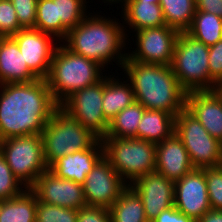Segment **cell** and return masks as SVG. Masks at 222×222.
<instances>
[{"mask_svg": "<svg viewBox=\"0 0 222 222\" xmlns=\"http://www.w3.org/2000/svg\"><path fill=\"white\" fill-rule=\"evenodd\" d=\"M105 71L94 60L71 52L59 42L46 81L54 100L60 106L73 93L101 81L108 74Z\"/></svg>", "mask_w": 222, "mask_h": 222, "instance_id": "obj_4", "label": "cell"}, {"mask_svg": "<svg viewBox=\"0 0 222 222\" xmlns=\"http://www.w3.org/2000/svg\"><path fill=\"white\" fill-rule=\"evenodd\" d=\"M25 190L26 187L14 176L0 152V199L7 200L15 198Z\"/></svg>", "mask_w": 222, "mask_h": 222, "instance_id": "obj_32", "label": "cell"}, {"mask_svg": "<svg viewBox=\"0 0 222 222\" xmlns=\"http://www.w3.org/2000/svg\"><path fill=\"white\" fill-rule=\"evenodd\" d=\"M35 29L53 35L60 42L66 37L69 29L61 20H57L56 3L53 0H38Z\"/></svg>", "mask_w": 222, "mask_h": 222, "instance_id": "obj_29", "label": "cell"}, {"mask_svg": "<svg viewBox=\"0 0 222 222\" xmlns=\"http://www.w3.org/2000/svg\"><path fill=\"white\" fill-rule=\"evenodd\" d=\"M178 34L177 30L167 25L138 30L130 34L136 47L133 50L130 46L132 51L128 48L127 59L138 63L171 65Z\"/></svg>", "mask_w": 222, "mask_h": 222, "instance_id": "obj_10", "label": "cell"}, {"mask_svg": "<svg viewBox=\"0 0 222 222\" xmlns=\"http://www.w3.org/2000/svg\"><path fill=\"white\" fill-rule=\"evenodd\" d=\"M88 206L110 208L129 186L103 156L82 184Z\"/></svg>", "mask_w": 222, "mask_h": 222, "instance_id": "obj_12", "label": "cell"}, {"mask_svg": "<svg viewBox=\"0 0 222 222\" xmlns=\"http://www.w3.org/2000/svg\"><path fill=\"white\" fill-rule=\"evenodd\" d=\"M208 63L209 47L186 32H180L171 67L187 92L219 89L220 85L210 76Z\"/></svg>", "mask_w": 222, "mask_h": 222, "instance_id": "obj_5", "label": "cell"}, {"mask_svg": "<svg viewBox=\"0 0 222 222\" xmlns=\"http://www.w3.org/2000/svg\"><path fill=\"white\" fill-rule=\"evenodd\" d=\"M41 137L48 167L67 154L91 148L99 140L60 106L45 125Z\"/></svg>", "mask_w": 222, "mask_h": 222, "instance_id": "obj_6", "label": "cell"}, {"mask_svg": "<svg viewBox=\"0 0 222 222\" xmlns=\"http://www.w3.org/2000/svg\"><path fill=\"white\" fill-rule=\"evenodd\" d=\"M152 222H197L195 219L181 213L173 205L163 210Z\"/></svg>", "mask_w": 222, "mask_h": 222, "instance_id": "obj_38", "label": "cell"}, {"mask_svg": "<svg viewBox=\"0 0 222 222\" xmlns=\"http://www.w3.org/2000/svg\"><path fill=\"white\" fill-rule=\"evenodd\" d=\"M197 222H222V210H209Z\"/></svg>", "mask_w": 222, "mask_h": 222, "instance_id": "obj_40", "label": "cell"}, {"mask_svg": "<svg viewBox=\"0 0 222 222\" xmlns=\"http://www.w3.org/2000/svg\"><path fill=\"white\" fill-rule=\"evenodd\" d=\"M2 203H3V200L0 199V209H1Z\"/></svg>", "mask_w": 222, "mask_h": 222, "instance_id": "obj_43", "label": "cell"}, {"mask_svg": "<svg viewBox=\"0 0 222 222\" xmlns=\"http://www.w3.org/2000/svg\"><path fill=\"white\" fill-rule=\"evenodd\" d=\"M37 200L30 189L15 198L3 200L0 222H36Z\"/></svg>", "mask_w": 222, "mask_h": 222, "instance_id": "obj_24", "label": "cell"}, {"mask_svg": "<svg viewBox=\"0 0 222 222\" xmlns=\"http://www.w3.org/2000/svg\"><path fill=\"white\" fill-rule=\"evenodd\" d=\"M160 6L168 27L180 32H186L196 12L195 0H161Z\"/></svg>", "mask_w": 222, "mask_h": 222, "instance_id": "obj_27", "label": "cell"}, {"mask_svg": "<svg viewBox=\"0 0 222 222\" xmlns=\"http://www.w3.org/2000/svg\"><path fill=\"white\" fill-rule=\"evenodd\" d=\"M30 190L42 203L78 210L87 206L82 184L59 178L49 169L38 176Z\"/></svg>", "mask_w": 222, "mask_h": 222, "instance_id": "obj_14", "label": "cell"}, {"mask_svg": "<svg viewBox=\"0 0 222 222\" xmlns=\"http://www.w3.org/2000/svg\"><path fill=\"white\" fill-rule=\"evenodd\" d=\"M124 77L133 88L135 101L145 109L161 110L176 115L186 108L187 91L179 84L171 65L138 63L126 59Z\"/></svg>", "mask_w": 222, "mask_h": 222, "instance_id": "obj_3", "label": "cell"}, {"mask_svg": "<svg viewBox=\"0 0 222 222\" xmlns=\"http://www.w3.org/2000/svg\"><path fill=\"white\" fill-rule=\"evenodd\" d=\"M77 222H111L109 208L84 206L78 210Z\"/></svg>", "mask_w": 222, "mask_h": 222, "instance_id": "obj_36", "label": "cell"}, {"mask_svg": "<svg viewBox=\"0 0 222 222\" xmlns=\"http://www.w3.org/2000/svg\"><path fill=\"white\" fill-rule=\"evenodd\" d=\"M148 1H153V4H159L161 0H148Z\"/></svg>", "mask_w": 222, "mask_h": 222, "instance_id": "obj_42", "label": "cell"}, {"mask_svg": "<svg viewBox=\"0 0 222 222\" xmlns=\"http://www.w3.org/2000/svg\"><path fill=\"white\" fill-rule=\"evenodd\" d=\"M102 14L89 13L80 24L68 30L61 43L71 52L107 66L106 70L111 69L110 64L114 67L113 62L120 70L127 59L128 48L123 23L113 15L107 18Z\"/></svg>", "mask_w": 222, "mask_h": 222, "instance_id": "obj_2", "label": "cell"}, {"mask_svg": "<svg viewBox=\"0 0 222 222\" xmlns=\"http://www.w3.org/2000/svg\"><path fill=\"white\" fill-rule=\"evenodd\" d=\"M12 38L16 41L28 68L39 79H46L53 54L60 41L53 35L35 28L21 29Z\"/></svg>", "mask_w": 222, "mask_h": 222, "instance_id": "obj_13", "label": "cell"}, {"mask_svg": "<svg viewBox=\"0 0 222 222\" xmlns=\"http://www.w3.org/2000/svg\"><path fill=\"white\" fill-rule=\"evenodd\" d=\"M145 110L137 101L127 106L109 122L104 138H137V127Z\"/></svg>", "mask_w": 222, "mask_h": 222, "instance_id": "obj_26", "label": "cell"}, {"mask_svg": "<svg viewBox=\"0 0 222 222\" xmlns=\"http://www.w3.org/2000/svg\"><path fill=\"white\" fill-rule=\"evenodd\" d=\"M187 34L204 43L213 46L222 39V18L205 11H196Z\"/></svg>", "mask_w": 222, "mask_h": 222, "instance_id": "obj_28", "label": "cell"}, {"mask_svg": "<svg viewBox=\"0 0 222 222\" xmlns=\"http://www.w3.org/2000/svg\"><path fill=\"white\" fill-rule=\"evenodd\" d=\"M194 169L185 146L175 133L156 144L155 171L168 180L175 183Z\"/></svg>", "mask_w": 222, "mask_h": 222, "instance_id": "obj_18", "label": "cell"}, {"mask_svg": "<svg viewBox=\"0 0 222 222\" xmlns=\"http://www.w3.org/2000/svg\"><path fill=\"white\" fill-rule=\"evenodd\" d=\"M58 107L46 79L0 84V141L41 135Z\"/></svg>", "mask_w": 222, "mask_h": 222, "instance_id": "obj_1", "label": "cell"}, {"mask_svg": "<svg viewBox=\"0 0 222 222\" xmlns=\"http://www.w3.org/2000/svg\"><path fill=\"white\" fill-rule=\"evenodd\" d=\"M107 71L108 76L105 75L103 78L102 109L105 119L110 122L118 113L135 102V97L131 84L124 76L119 79L118 76L109 74L114 72Z\"/></svg>", "mask_w": 222, "mask_h": 222, "instance_id": "obj_22", "label": "cell"}, {"mask_svg": "<svg viewBox=\"0 0 222 222\" xmlns=\"http://www.w3.org/2000/svg\"><path fill=\"white\" fill-rule=\"evenodd\" d=\"M121 7V22H123L124 31L128 39V45L131 41L130 33L147 28H154L166 25L163 11L160 4H153L148 0H127ZM126 24V26H125ZM129 27V31H128ZM127 28V29H126ZM128 31V33H127Z\"/></svg>", "mask_w": 222, "mask_h": 222, "instance_id": "obj_20", "label": "cell"}, {"mask_svg": "<svg viewBox=\"0 0 222 222\" xmlns=\"http://www.w3.org/2000/svg\"><path fill=\"white\" fill-rule=\"evenodd\" d=\"M201 169L205 174L211 209L222 210V165Z\"/></svg>", "mask_w": 222, "mask_h": 222, "instance_id": "obj_33", "label": "cell"}, {"mask_svg": "<svg viewBox=\"0 0 222 222\" xmlns=\"http://www.w3.org/2000/svg\"><path fill=\"white\" fill-rule=\"evenodd\" d=\"M126 1L127 0H102V2L104 3V6L106 4H107V6L108 5L112 6V4H117V3H119L122 6ZM99 2H101V1L99 0Z\"/></svg>", "mask_w": 222, "mask_h": 222, "instance_id": "obj_41", "label": "cell"}, {"mask_svg": "<svg viewBox=\"0 0 222 222\" xmlns=\"http://www.w3.org/2000/svg\"><path fill=\"white\" fill-rule=\"evenodd\" d=\"M103 79L70 95L60 107L99 139L106 136L109 122L103 109Z\"/></svg>", "mask_w": 222, "mask_h": 222, "instance_id": "obj_11", "label": "cell"}, {"mask_svg": "<svg viewBox=\"0 0 222 222\" xmlns=\"http://www.w3.org/2000/svg\"><path fill=\"white\" fill-rule=\"evenodd\" d=\"M56 3L57 20L70 30L80 24L82 20L91 12L88 11L89 0H53Z\"/></svg>", "mask_w": 222, "mask_h": 222, "instance_id": "obj_30", "label": "cell"}, {"mask_svg": "<svg viewBox=\"0 0 222 222\" xmlns=\"http://www.w3.org/2000/svg\"><path fill=\"white\" fill-rule=\"evenodd\" d=\"M175 131V116L154 109H146L137 127V138L155 144L171 137Z\"/></svg>", "mask_w": 222, "mask_h": 222, "instance_id": "obj_23", "label": "cell"}, {"mask_svg": "<svg viewBox=\"0 0 222 222\" xmlns=\"http://www.w3.org/2000/svg\"><path fill=\"white\" fill-rule=\"evenodd\" d=\"M103 156V143L99 139L89 149L76 151L57 159L49 170L59 178L83 184L87 174Z\"/></svg>", "mask_w": 222, "mask_h": 222, "instance_id": "obj_19", "label": "cell"}, {"mask_svg": "<svg viewBox=\"0 0 222 222\" xmlns=\"http://www.w3.org/2000/svg\"><path fill=\"white\" fill-rule=\"evenodd\" d=\"M196 11L213 13L222 18V0H195Z\"/></svg>", "mask_w": 222, "mask_h": 222, "instance_id": "obj_39", "label": "cell"}, {"mask_svg": "<svg viewBox=\"0 0 222 222\" xmlns=\"http://www.w3.org/2000/svg\"><path fill=\"white\" fill-rule=\"evenodd\" d=\"M129 186L140 196L148 222L174 205V182L157 171L139 177Z\"/></svg>", "mask_w": 222, "mask_h": 222, "instance_id": "obj_16", "label": "cell"}, {"mask_svg": "<svg viewBox=\"0 0 222 222\" xmlns=\"http://www.w3.org/2000/svg\"><path fill=\"white\" fill-rule=\"evenodd\" d=\"M39 79L27 66L16 41L0 37V84L29 83Z\"/></svg>", "mask_w": 222, "mask_h": 222, "instance_id": "obj_21", "label": "cell"}, {"mask_svg": "<svg viewBox=\"0 0 222 222\" xmlns=\"http://www.w3.org/2000/svg\"><path fill=\"white\" fill-rule=\"evenodd\" d=\"M209 72L210 76L219 84H222V39L209 47Z\"/></svg>", "mask_w": 222, "mask_h": 222, "instance_id": "obj_37", "label": "cell"}, {"mask_svg": "<svg viewBox=\"0 0 222 222\" xmlns=\"http://www.w3.org/2000/svg\"><path fill=\"white\" fill-rule=\"evenodd\" d=\"M104 157L128 184L155 171L156 144L139 138H102Z\"/></svg>", "mask_w": 222, "mask_h": 222, "instance_id": "obj_7", "label": "cell"}, {"mask_svg": "<svg viewBox=\"0 0 222 222\" xmlns=\"http://www.w3.org/2000/svg\"><path fill=\"white\" fill-rule=\"evenodd\" d=\"M15 8L17 20L23 29L35 28L38 0H10Z\"/></svg>", "mask_w": 222, "mask_h": 222, "instance_id": "obj_35", "label": "cell"}, {"mask_svg": "<svg viewBox=\"0 0 222 222\" xmlns=\"http://www.w3.org/2000/svg\"><path fill=\"white\" fill-rule=\"evenodd\" d=\"M219 90L222 92V84L219 86Z\"/></svg>", "mask_w": 222, "mask_h": 222, "instance_id": "obj_44", "label": "cell"}, {"mask_svg": "<svg viewBox=\"0 0 222 222\" xmlns=\"http://www.w3.org/2000/svg\"><path fill=\"white\" fill-rule=\"evenodd\" d=\"M23 29L10 0H0V37H12Z\"/></svg>", "mask_w": 222, "mask_h": 222, "instance_id": "obj_34", "label": "cell"}, {"mask_svg": "<svg viewBox=\"0 0 222 222\" xmlns=\"http://www.w3.org/2000/svg\"><path fill=\"white\" fill-rule=\"evenodd\" d=\"M111 222H148L140 196L128 186L109 208Z\"/></svg>", "mask_w": 222, "mask_h": 222, "instance_id": "obj_25", "label": "cell"}, {"mask_svg": "<svg viewBox=\"0 0 222 222\" xmlns=\"http://www.w3.org/2000/svg\"><path fill=\"white\" fill-rule=\"evenodd\" d=\"M0 152L14 176L30 189L38 176L49 169L41 135L11 137L0 141Z\"/></svg>", "mask_w": 222, "mask_h": 222, "instance_id": "obj_8", "label": "cell"}, {"mask_svg": "<svg viewBox=\"0 0 222 222\" xmlns=\"http://www.w3.org/2000/svg\"><path fill=\"white\" fill-rule=\"evenodd\" d=\"M174 133L185 146L194 168L222 165V143L212 137L186 108L175 117Z\"/></svg>", "mask_w": 222, "mask_h": 222, "instance_id": "obj_9", "label": "cell"}, {"mask_svg": "<svg viewBox=\"0 0 222 222\" xmlns=\"http://www.w3.org/2000/svg\"><path fill=\"white\" fill-rule=\"evenodd\" d=\"M186 109L222 143V92L219 89L187 92Z\"/></svg>", "mask_w": 222, "mask_h": 222, "instance_id": "obj_17", "label": "cell"}, {"mask_svg": "<svg viewBox=\"0 0 222 222\" xmlns=\"http://www.w3.org/2000/svg\"><path fill=\"white\" fill-rule=\"evenodd\" d=\"M174 206L196 221L211 210L207 182L202 169L195 168L174 183Z\"/></svg>", "mask_w": 222, "mask_h": 222, "instance_id": "obj_15", "label": "cell"}, {"mask_svg": "<svg viewBox=\"0 0 222 222\" xmlns=\"http://www.w3.org/2000/svg\"><path fill=\"white\" fill-rule=\"evenodd\" d=\"M78 209L65 208L37 200L36 222H77Z\"/></svg>", "mask_w": 222, "mask_h": 222, "instance_id": "obj_31", "label": "cell"}]
</instances>
